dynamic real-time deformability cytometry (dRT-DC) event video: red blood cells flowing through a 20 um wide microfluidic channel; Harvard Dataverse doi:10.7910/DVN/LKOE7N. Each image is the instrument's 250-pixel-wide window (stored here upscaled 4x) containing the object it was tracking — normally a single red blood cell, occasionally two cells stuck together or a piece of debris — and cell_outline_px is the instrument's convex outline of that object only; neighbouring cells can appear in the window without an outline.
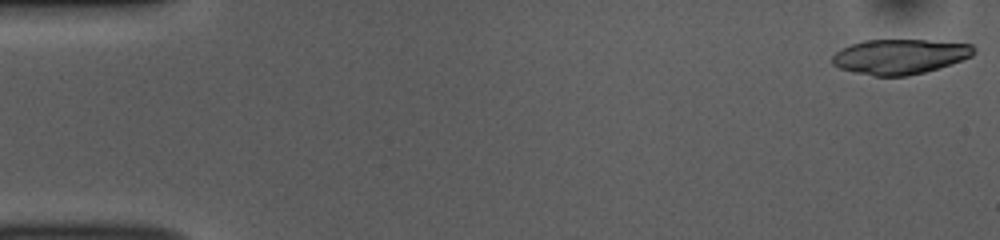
{"species": "common noctule bat (a hibernating species)", "species_latin": "Nyctalus noctula", "temperature_condition": "room temperature", "stored_images_in_passage": 52, "segment_of_instrument_passage": [1, 2], "camera_frame_rate_fps": 3000, "um_per_image_px": 0.085, "animal": {"sex": "female", "body_mass_g": 10.0, "forearm_length_mm": 53.1}, "frame": {"image": 1, "passage_image": 1, "time_ms": 0.0, "image_size_px": [1000, 240], "cell_outline_px": [[976, 52], [972, 56], [924, 72], [908, 76], [876, 76], [856, 72], [840, 68], [832, 64], [832, 56], [836, 52], [852, 44], [864, 40], [928, 40], [972, 44], [976, 48]], "centroid_in_image_um": [76.5, 4.8], "position_along_channel_um": 8.5, "area_um2": 28.55}}
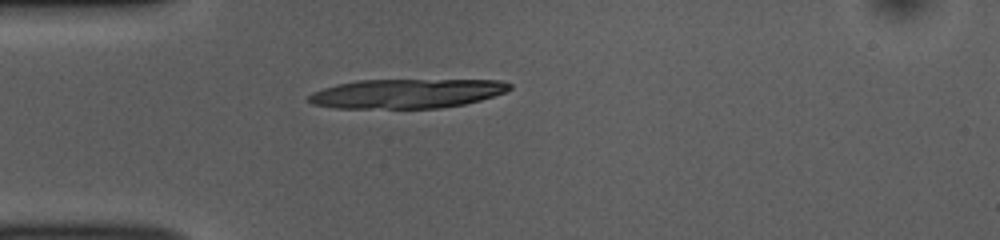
{"frame": {"image": 2, "passage_image": 14, "time_ms": 4.333, "image_size_px": [1000, 240], "cell_outline_px": [[512, 88], [508, 92], [480, 100], [464, 104], [440, 108], [332, 108], [312, 104], [308, 100], [308, 96], [312, 92], [336, 84], [356, 80], [500, 80], [512, 84]], "centroid_in_image_um": [34.58, 7.95], "position_along_channel_um": 50.4, "area_um2": 34.56}}